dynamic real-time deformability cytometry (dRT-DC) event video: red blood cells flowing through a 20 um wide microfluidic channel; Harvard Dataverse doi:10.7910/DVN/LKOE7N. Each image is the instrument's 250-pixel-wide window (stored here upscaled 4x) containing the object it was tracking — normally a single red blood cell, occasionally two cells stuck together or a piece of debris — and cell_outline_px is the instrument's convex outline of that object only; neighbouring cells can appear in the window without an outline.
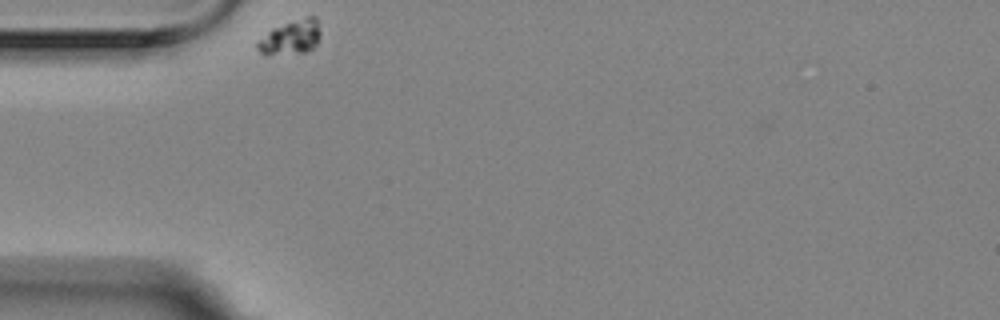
{"species": "Egyptian fruit bat (a non-hibernating species)", "species_latin": "Rousettus aegyptiacus", "temperature_condition": "room temperature", "stored_images_in_passage": 2, "camera_frame_rate_fps": 3000, "um_per_image_px": 0.085, "animal": {"sex": "female"}, "frame": {"image": 1, "passage_image": 1, "time_ms": 0.0, "image_size_px": [1000, 320], "cell_outline_px": [[320, 36], [316, 44], [312, 48], [304, 52], [260, 52], [256, 48], [256, 44], [272, 28], [308, 16], [316, 16], [320, 32]], "centroid_in_image_um": [24.78, 3.12], "position_along_channel_um": 60.2, "area_um2": 11.85}}